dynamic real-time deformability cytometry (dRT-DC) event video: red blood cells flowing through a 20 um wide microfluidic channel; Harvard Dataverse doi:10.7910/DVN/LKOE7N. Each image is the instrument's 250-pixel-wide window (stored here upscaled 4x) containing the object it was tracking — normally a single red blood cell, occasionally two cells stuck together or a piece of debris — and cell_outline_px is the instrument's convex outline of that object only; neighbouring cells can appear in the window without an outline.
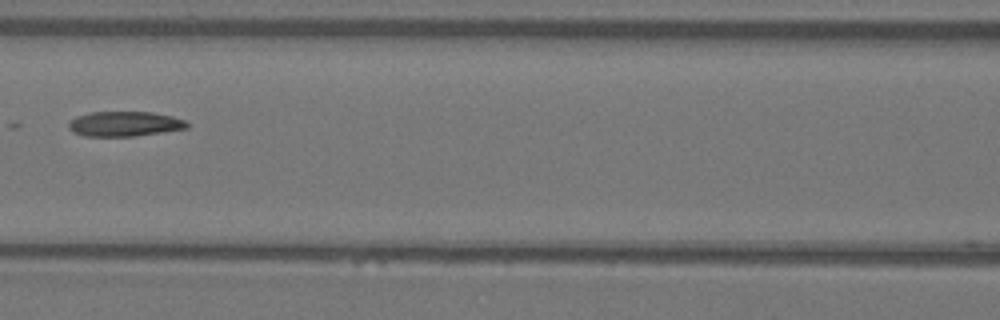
{"species": "Egyptian fruit bat (a non-hibernating species)", "species_latin": "Rousettus aegyptiacus", "temperature_condition": "warm", "stored_images_in_passage": 9, "camera_frame_rate_fps": 3000, "um_per_image_px": 0.085, "animal": {"sex": "female"}, "frame": {"image": 1, "passage_image": 6, "time_ms": 1.667, "image_size_px": [1000, 320], "cell_outline_px": [[188, 128], [136, 136], [84, 136], [72, 132], [68, 128], [68, 124], [76, 116], [88, 112], [152, 112], [172, 116], [184, 120], [188, 124]], "centroid_in_image_um": [10.56, 10.53], "position_along_channel_um": 156.0, "area_um2": 17.22}}
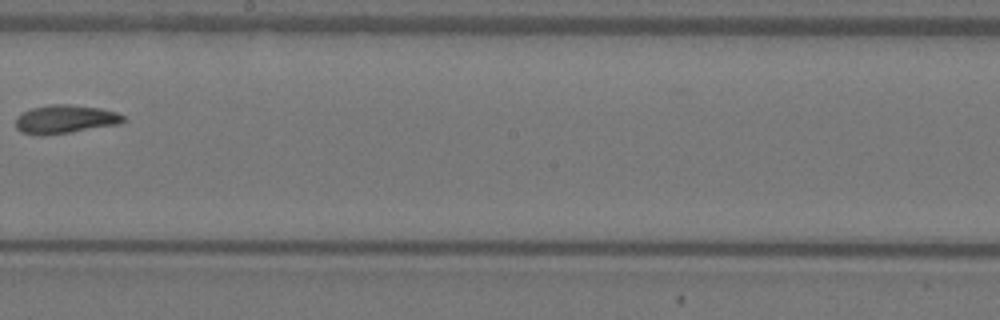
{"frame": {"image": 2, "passage_image": 8, "time_ms": 2.333, "image_size_px": [1000, 320], "cell_outline_px": [[128, 120], [120, 124], [72, 132], [24, 132], [16, 128], [16, 116], [32, 108], [52, 104], [68, 104], [100, 108], [116, 112], [124, 116]], "centroid_in_image_um": [5.64, 10.09], "position_along_channel_um": 242.6, "area_um2": 17.22}}
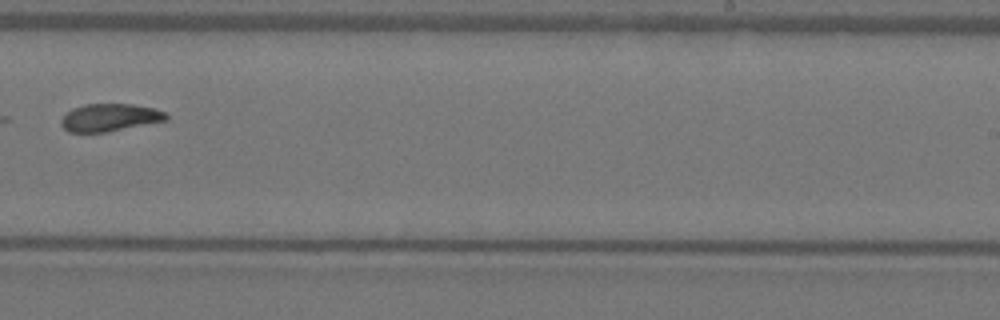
{"frame": {"image": 3, "passage_image": 9, "time_ms": 2.667, "image_size_px": [1000, 320], "cell_outline_px": [[168, 120], [108, 132], [68, 132], [60, 124], [60, 120], [72, 108], [84, 104], [132, 104], [156, 108], [164, 112], [168, 116]], "centroid_in_image_um": [9.34, 9.99], "position_along_channel_um": 279.7, "area_um2": 16.99}}